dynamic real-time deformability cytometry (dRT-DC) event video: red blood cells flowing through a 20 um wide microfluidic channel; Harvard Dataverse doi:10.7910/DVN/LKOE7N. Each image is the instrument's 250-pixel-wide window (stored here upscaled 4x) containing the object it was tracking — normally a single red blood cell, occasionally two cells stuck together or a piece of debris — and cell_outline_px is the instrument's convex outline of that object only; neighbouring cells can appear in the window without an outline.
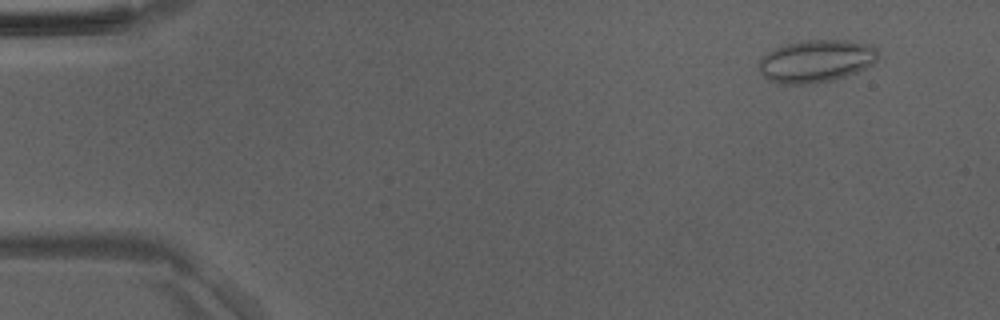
{"species": "Egyptian fruit bat (a non-hibernating species)", "species_latin": "Rousettus aegyptiacus", "temperature_condition": "room temperature", "stored_images_in_passage": 15, "camera_frame_rate_fps": 3000, "um_per_image_px": 0.085, "animal": {"sex": "male"}, "frame": {"image": 1, "passage_image": 3, "time_ms": 0.667, "image_size_px": [1000, 320], "cell_outline_px": [[880, 56], [872, 64], [856, 72], [832, 80], [816, 84], [780, 84], [768, 80], [760, 72], [760, 60], [768, 52], [776, 48], [800, 40], [844, 40], [872, 44], [876, 48]], "centroid_in_image_um": [69.4, 5.19], "position_along_channel_um": 15.6, "area_um2": 29.54}}